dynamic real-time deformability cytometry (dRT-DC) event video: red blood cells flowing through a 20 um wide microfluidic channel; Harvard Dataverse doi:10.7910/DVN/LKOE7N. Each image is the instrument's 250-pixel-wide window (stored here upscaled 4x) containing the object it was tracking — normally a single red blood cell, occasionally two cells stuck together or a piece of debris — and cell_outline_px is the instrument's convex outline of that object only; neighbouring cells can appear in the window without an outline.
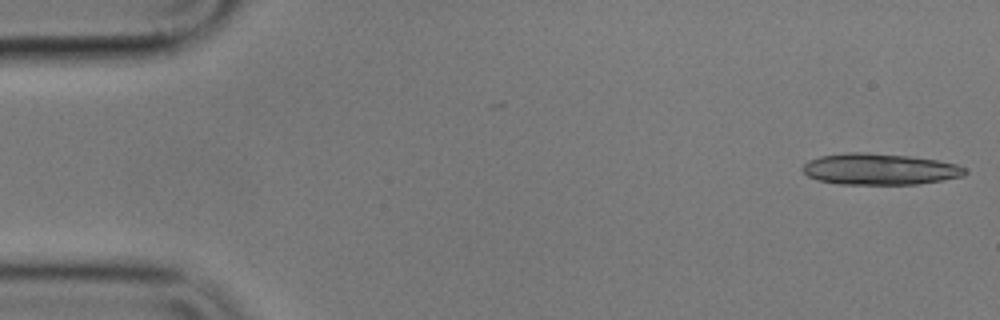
{"species": "common noctule bat (a hibernating species)", "species_latin": "Nyctalus noctula", "temperature_condition": "cold", "stored_images_in_passage": 55, "segment_of_instrument_passage": [1, 2], "camera_frame_rate_fps": 3000, "um_per_image_px": 0.085, "animal": {"sex": "male", "body_mass_g": 17.9}, "frame": {"image": 1, "passage_image": 1, "time_ms": 0.0, "image_size_px": [1000, 320], "cell_outline_px": [[968, 172], [964, 176], [916, 184], [840, 184], [820, 180], [808, 176], [800, 168], [808, 160], [820, 156], [848, 152], [868, 152], [908, 156], [936, 160], [956, 164], [964, 168]], "centroid_in_image_um": [74.74, 14.37], "position_along_channel_um": 10.3, "area_um2": 29.48}}